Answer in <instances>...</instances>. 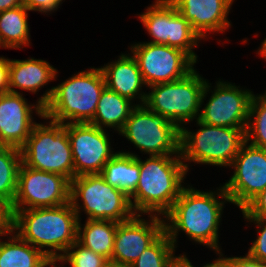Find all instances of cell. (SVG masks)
Listing matches in <instances>:
<instances>
[{"label": "cell", "mask_w": 266, "mask_h": 267, "mask_svg": "<svg viewBox=\"0 0 266 267\" xmlns=\"http://www.w3.org/2000/svg\"><path fill=\"white\" fill-rule=\"evenodd\" d=\"M134 155L140 163V178L129 196L132 210L135 214L165 215L184 188L181 183L189 165L182 161L181 155H151L145 161Z\"/></svg>", "instance_id": "cell-2"}, {"label": "cell", "mask_w": 266, "mask_h": 267, "mask_svg": "<svg viewBox=\"0 0 266 267\" xmlns=\"http://www.w3.org/2000/svg\"><path fill=\"white\" fill-rule=\"evenodd\" d=\"M137 105L131 100L105 87L100 95L95 116L90 124L101 129L115 128L120 132ZM104 127V128H103Z\"/></svg>", "instance_id": "cell-22"}, {"label": "cell", "mask_w": 266, "mask_h": 267, "mask_svg": "<svg viewBox=\"0 0 266 267\" xmlns=\"http://www.w3.org/2000/svg\"><path fill=\"white\" fill-rule=\"evenodd\" d=\"M196 72L193 69L179 80L148 86L152 91L146 94L144 105L149 110L165 116L179 129L181 124L193 121L194 118L198 119L210 85Z\"/></svg>", "instance_id": "cell-5"}, {"label": "cell", "mask_w": 266, "mask_h": 267, "mask_svg": "<svg viewBox=\"0 0 266 267\" xmlns=\"http://www.w3.org/2000/svg\"><path fill=\"white\" fill-rule=\"evenodd\" d=\"M10 92L9 89V59L0 57V95Z\"/></svg>", "instance_id": "cell-34"}, {"label": "cell", "mask_w": 266, "mask_h": 267, "mask_svg": "<svg viewBox=\"0 0 266 267\" xmlns=\"http://www.w3.org/2000/svg\"><path fill=\"white\" fill-rule=\"evenodd\" d=\"M202 38L206 32H225L231 25L229 10L234 0H169Z\"/></svg>", "instance_id": "cell-18"}, {"label": "cell", "mask_w": 266, "mask_h": 267, "mask_svg": "<svg viewBox=\"0 0 266 267\" xmlns=\"http://www.w3.org/2000/svg\"><path fill=\"white\" fill-rule=\"evenodd\" d=\"M105 87L101 68H91L52 87L37 103L44 107L43 118L46 120L51 119L62 124L90 123Z\"/></svg>", "instance_id": "cell-4"}, {"label": "cell", "mask_w": 266, "mask_h": 267, "mask_svg": "<svg viewBox=\"0 0 266 267\" xmlns=\"http://www.w3.org/2000/svg\"><path fill=\"white\" fill-rule=\"evenodd\" d=\"M154 3L145 13L139 14L141 22L153 38L149 43L181 49L197 62V55L192 49L201 38L192 29L190 22L169 0H156Z\"/></svg>", "instance_id": "cell-11"}, {"label": "cell", "mask_w": 266, "mask_h": 267, "mask_svg": "<svg viewBox=\"0 0 266 267\" xmlns=\"http://www.w3.org/2000/svg\"><path fill=\"white\" fill-rule=\"evenodd\" d=\"M78 221L77 241L108 260L112 258L117 222L87 219L83 228Z\"/></svg>", "instance_id": "cell-23"}, {"label": "cell", "mask_w": 266, "mask_h": 267, "mask_svg": "<svg viewBox=\"0 0 266 267\" xmlns=\"http://www.w3.org/2000/svg\"><path fill=\"white\" fill-rule=\"evenodd\" d=\"M79 199L83 202L80 205ZM70 202L80 220L83 208L87 219L109 220L117 223L134 215L129 197L108 184L100 174L76 176L71 180Z\"/></svg>", "instance_id": "cell-8"}, {"label": "cell", "mask_w": 266, "mask_h": 267, "mask_svg": "<svg viewBox=\"0 0 266 267\" xmlns=\"http://www.w3.org/2000/svg\"><path fill=\"white\" fill-rule=\"evenodd\" d=\"M140 216L118 223L111 261L131 265L164 232V219L154 214L146 221Z\"/></svg>", "instance_id": "cell-16"}, {"label": "cell", "mask_w": 266, "mask_h": 267, "mask_svg": "<svg viewBox=\"0 0 266 267\" xmlns=\"http://www.w3.org/2000/svg\"><path fill=\"white\" fill-rule=\"evenodd\" d=\"M218 254H219V258L214 260V262L212 263H208L204 265L203 267H233V265L226 258L220 257V256H223L221 252Z\"/></svg>", "instance_id": "cell-37"}, {"label": "cell", "mask_w": 266, "mask_h": 267, "mask_svg": "<svg viewBox=\"0 0 266 267\" xmlns=\"http://www.w3.org/2000/svg\"><path fill=\"white\" fill-rule=\"evenodd\" d=\"M71 144L74 178L100 174L105 164L116 154L111 150L109 135L90 123L65 124Z\"/></svg>", "instance_id": "cell-14"}, {"label": "cell", "mask_w": 266, "mask_h": 267, "mask_svg": "<svg viewBox=\"0 0 266 267\" xmlns=\"http://www.w3.org/2000/svg\"><path fill=\"white\" fill-rule=\"evenodd\" d=\"M29 11L24 5L0 12V44L2 48H21L30 42Z\"/></svg>", "instance_id": "cell-25"}, {"label": "cell", "mask_w": 266, "mask_h": 267, "mask_svg": "<svg viewBox=\"0 0 266 267\" xmlns=\"http://www.w3.org/2000/svg\"><path fill=\"white\" fill-rule=\"evenodd\" d=\"M145 86L172 82L185 77L196 63L181 49L149 42L131 46Z\"/></svg>", "instance_id": "cell-12"}, {"label": "cell", "mask_w": 266, "mask_h": 267, "mask_svg": "<svg viewBox=\"0 0 266 267\" xmlns=\"http://www.w3.org/2000/svg\"><path fill=\"white\" fill-rule=\"evenodd\" d=\"M216 192H202L195 188L184 187L172 208L162 217L165 218L164 231L172 241L177 243V233L184 231L192 241L206 245L217 253L221 249L218 245V231L223 205L230 199L223 186ZM222 198L220 201L217 196ZM166 219L167 222L166 223Z\"/></svg>", "instance_id": "cell-1"}, {"label": "cell", "mask_w": 266, "mask_h": 267, "mask_svg": "<svg viewBox=\"0 0 266 267\" xmlns=\"http://www.w3.org/2000/svg\"><path fill=\"white\" fill-rule=\"evenodd\" d=\"M6 235H10L9 241H0V267H35L47 257L11 229L6 230Z\"/></svg>", "instance_id": "cell-24"}, {"label": "cell", "mask_w": 266, "mask_h": 267, "mask_svg": "<svg viewBox=\"0 0 266 267\" xmlns=\"http://www.w3.org/2000/svg\"><path fill=\"white\" fill-rule=\"evenodd\" d=\"M200 127L191 132L180 129L181 159L216 166H231L242 144L246 141L245 128L212 126L196 120Z\"/></svg>", "instance_id": "cell-6"}, {"label": "cell", "mask_w": 266, "mask_h": 267, "mask_svg": "<svg viewBox=\"0 0 266 267\" xmlns=\"http://www.w3.org/2000/svg\"><path fill=\"white\" fill-rule=\"evenodd\" d=\"M12 214L10 206L0 198V227L6 231L11 229Z\"/></svg>", "instance_id": "cell-35"}, {"label": "cell", "mask_w": 266, "mask_h": 267, "mask_svg": "<svg viewBox=\"0 0 266 267\" xmlns=\"http://www.w3.org/2000/svg\"><path fill=\"white\" fill-rule=\"evenodd\" d=\"M57 70L49 62L30 58L27 60L9 59V89L11 93L19 92L14 88L36 93L49 81L56 78Z\"/></svg>", "instance_id": "cell-20"}, {"label": "cell", "mask_w": 266, "mask_h": 267, "mask_svg": "<svg viewBox=\"0 0 266 267\" xmlns=\"http://www.w3.org/2000/svg\"><path fill=\"white\" fill-rule=\"evenodd\" d=\"M32 108L43 118L44 107L27 103L22 93L0 95V145L21 149L35 126Z\"/></svg>", "instance_id": "cell-17"}, {"label": "cell", "mask_w": 266, "mask_h": 267, "mask_svg": "<svg viewBox=\"0 0 266 267\" xmlns=\"http://www.w3.org/2000/svg\"><path fill=\"white\" fill-rule=\"evenodd\" d=\"M233 267H266V262L251 257L248 253L241 257H225Z\"/></svg>", "instance_id": "cell-33"}, {"label": "cell", "mask_w": 266, "mask_h": 267, "mask_svg": "<svg viewBox=\"0 0 266 267\" xmlns=\"http://www.w3.org/2000/svg\"><path fill=\"white\" fill-rule=\"evenodd\" d=\"M23 5L22 0H0V12Z\"/></svg>", "instance_id": "cell-38"}, {"label": "cell", "mask_w": 266, "mask_h": 267, "mask_svg": "<svg viewBox=\"0 0 266 267\" xmlns=\"http://www.w3.org/2000/svg\"><path fill=\"white\" fill-rule=\"evenodd\" d=\"M100 175L108 184L129 197L139 182L140 163L134 153L116 152L105 164Z\"/></svg>", "instance_id": "cell-21"}, {"label": "cell", "mask_w": 266, "mask_h": 267, "mask_svg": "<svg viewBox=\"0 0 266 267\" xmlns=\"http://www.w3.org/2000/svg\"><path fill=\"white\" fill-rule=\"evenodd\" d=\"M245 136L251 145L266 149V98L262 94L252 97Z\"/></svg>", "instance_id": "cell-28"}, {"label": "cell", "mask_w": 266, "mask_h": 267, "mask_svg": "<svg viewBox=\"0 0 266 267\" xmlns=\"http://www.w3.org/2000/svg\"><path fill=\"white\" fill-rule=\"evenodd\" d=\"M175 247L164 231L143 253L135 260L132 267H169L174 258Z\"/></svg>", "instance_id": "cell-27"}, {"label": "cell", "mask_w": 266, "mask_h": 267, "mask_svg": "<svg viewBox=\"0 0 266 267\" xmlns=\"http://www.w3.org/2000/svg\"><path fill=\"white\" fill-rule=\"evenodd\" d=\"M169 267H194L186 255L174 256Z\"/></svg>", "instance_id": "cell-36"}, {"label": "cell", "mask_w": 266, "mask_h": 267, "mask_svg": "<svg viewBox=\"0 0 266 267\" xmlns=\"http://www.w3.org/2000/svg\"><path fill=\"white\" fill-rule=\"evenodd\" d=\"M101 70L109 90L131 101L139 98L141 104L136 105H144L147 93H140V90L145 83L138 62L133 55L121 54L117 61L104 65Z\"/></svg>", "instance_id": "cell-19"}, {"label": "cell", "mask_w": 266, "mask_h": 267, "mask_svg": "<svg viewBox=\"0 0 266 267\" xmlns=\"http://www.w3.org/2000/svg\"><path fill=\"white\" fill-rule=\"evenodd\" d=\"M241 211L245 219L266 218V187L253 200H251Z\"/></svg>", "instance_id": "cell-31"}, {"label": "cell", "mask_w": 266, "mask_h": 267, "mask_svg": "<svg viewBox=\"0 0 266 267\" xmlns=\"http://www.w3.org/2000/svg\"><path fill=\"white\" fill-rule=\"evenodd\" d=\"M71 181L59 174L25 166L18 171L17 191L11 214L17 210L56 207L70 202Z\"/></svg>", "instance_id": "cell-10"}, {"label": "cell", "mask_w": 266, "mask_h": 267, "mask_svg": "<svg viewBox=\"0 0 266 267\" xmlns=\"http://www.w3.org/2000/svg\"><path fill=\"white\" fill-rule=\"evenodd\" d=\"M22 163L21 150L0 145V198L12 205L18 181V171Z\"/></svg>", "instance_id": "cell-26"}, {"label": "cell", "mask_w": 266, "mask_h": 267, "mask_svg": "<svg viewBox=\"0 0 266 267\" xmlns=\"http://www.w3.org/2000/svg\"><path fill=\"white\" fill-rule=\"evenodd\" d=\"M107 261L103 255L84 247L78 241L60 257L61 263H68L71 267H105Z\"/></svg>", "instance_id": "cell-29"}, {"label": "cell", "mask_w": 266, "mask_h": 267, "mask_svg": "<svg viewBox=\"0 0 266 267\" xmlns=\"http://www.w3.org/2000/svg\"><path fill=\"white\" fill-rule=\"evenodd\" d=\"M63 0H22L23 5L29 11L49 13L55 11Z\"/></svg>", "instance_id": "cell-32"}, {"label": "cell", "mask_w": 266, "mask_h": 267, "mask_svg": "<svg viewBox=\"0 0 266 267\" xmlns=\"http://www.w3.org/2000/svg\"><path fill=\"white\" fill-rule=\"evenodd\" d=\"M258 53L261 57H263L264 59H266V38L265 40L262 42L261 47L258 49Z\"/></svg>", "instance_id": "cell-41"}, {"label": "cell", "mask_w": 266, "mask_h": 267, "mask_svg": "<svg viewBox=\"0 0 266 267\" xmlns=\"http://www.w3.org/2000/svg\"><path fill=\"white\" fill-rule=\"evenodd\" d=\"M5 236L6 235V231H4L1 227H0V236Z\"/></svg>", "instance_id": "cell-42"}, {"label": "cell", "mask_w": 266, "mask_h": 267, "mask_svg": "<svg viewBox=\"0 0 266 267\" xmlns=\"http://www.w3.org/2000/svg\"><path fill=\"white\" fill-rule=\"evenodd\" d=\"M248 222L257 224L259 230H257L258 237L251 245L248 254L260 261L266 262V218L263 219H246Z\"/></svg>", "instance_id": "cell-30"}, {"label": "cell", "mask_w": 266, "mask_h": 267, "mask_svg": "<svg viewBox=\"0 0 266 267\" xmlns=\"http://www.w3.org/2000/svg\"><path fill=\"white\" fill-rule=\"evenodd\" d=\"M245 141L230 167L235 169L223 187L233 203L243 209L266 187V149Z\"/></svg>", "instance_id": "cell-13"}, {"label": "cell", "mask_w": 266, "mask_h": 267, "mask_svg": "<svg viewBox=\"0 0 266 267\" xmlns=\"http://www.w3.org/2000/svg\"><path fill=\"white\" fill-rule=\"evenodd\" d=\"M22 163L37 170L74 178L70 140L65 124L50 119L49 125L36 123L20 149Z\"/></svg>", "instance_id": "cell-7"}, {"label": "cell", "mask_w": 266, "mask_h": 267, "mask_svg": "<svg viewBox=\"0 0 266 267\" xmlns=\"http://www.w3.org/2000/svg\"><path fill=\"white\" fill-rule=\"evenodd\" d=\"M78 221L68 202L56 207L17 210L12 215L11 230L47 256L60 258L77 241Z\"/></svg>", "instance_id": "cell-3"}, {"label": "cell", "mask_w": 266, "mask_h": 267, "mask_svg": "<svg viewBox=\"0 0 266 267\" xmlns=\"http://www.w3.org/2000/svg\"><path fill=\"white\" fill-rule=\"evenodd\" d=\"M105 267H132L130 264L117 263L111 260H108Z\"/></svg>", "instance_id": "cell-40"}, {"label": "cell", "mask_w": 266, "mask_h": 267, "mask_svg": "<svg viewBox=\"0 0 266 267\" xmlns=\"http://www.w3.org/2000/svg\"><path fill=\"white\" fill-rule=\"evenodd\" d=\"M119 134L149 156L180 155V129L145 105L132 110Z\"/></svg>", "instance_id": "cell-9"}, {"label": "cell", "mask_w": 266, "mask_h": 267, "mask_svg": "<svg viewBox=\"0 0 266 267\" xmlns=\"http://www.w3.org/2000/svg\"><path fill=\"white\" fill-rule=\"evenodd\" d=\"M231 83L218 81L198 120L212 126L247 128L253 93Z\"/></svg>", "instance_id": "cell-15"}, {"label": "cell", "mask_w": 266, "mask_h": 267, "mask_svg": "<svg viewBox=\"0 0 266 267\" xmlns=\"http://www.w3.org/2000/svg\"><path fill=\"white\" fill-rule=\"evenodd\" d=\"M57 262H60V258L54 256H47L41 263H39L35 267H57Z\"/></svg>", "instance_id": "cell-39"}]
</instances>
